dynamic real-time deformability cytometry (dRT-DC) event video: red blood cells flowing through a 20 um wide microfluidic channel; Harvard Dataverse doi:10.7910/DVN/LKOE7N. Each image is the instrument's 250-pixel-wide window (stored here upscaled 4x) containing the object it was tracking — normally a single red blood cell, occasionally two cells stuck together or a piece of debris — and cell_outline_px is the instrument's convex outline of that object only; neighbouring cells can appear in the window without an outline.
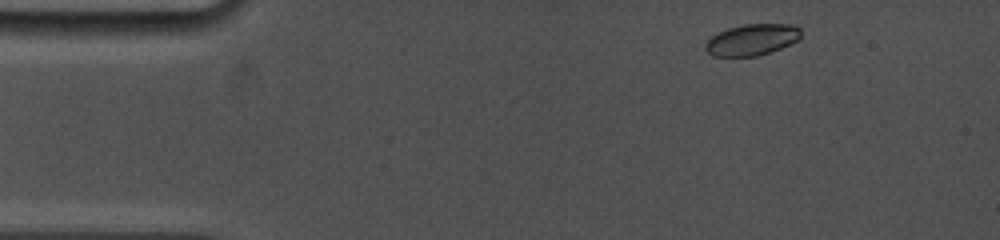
{"species": "common noctule bat (a hibernating species)", "species_latin": "Nyctalus noctula", "temperature_condition": "cold", "stored_images_in_passage": 31, "camera_frame_rate_fps": 5000, "um_per_image_px": 0.085, "animal": {"sex": "female", "body_mass_g": 19.0, "forearm_length_mm": 53.3}, "frame": {"image": 1, "passage_image": 1, "time_ms": 0.0, "image_size_px": [1000, 240], "cell_outline_px": [[800, 40], [780, 48], [756, 56], [712, 56], [704, 48], [704, 44], [712, 36], [728, 28], [744, 24], [792, 24], [800, 28]], "centroid_in_image_um": [63.92, 3.37], "position_along_channel_um": 21.1, "area_um2": 17.34}}
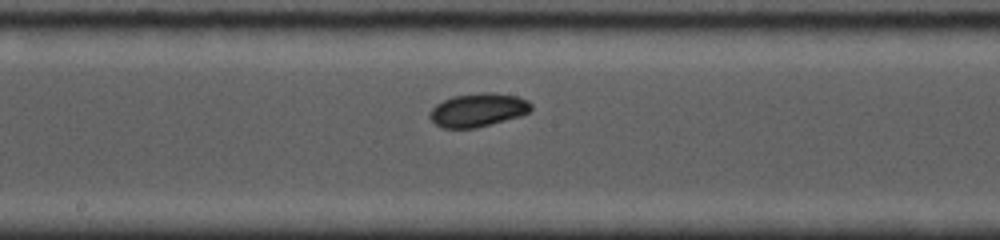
{"frame": {"image": 2, "passage_image": 18, "time_ms": 6.8, "image_size_px": [1000, 240], "cell_outline_px": [[532, 108], [528, 112], [520, 116], [476, 128], [440, 128], [428, 116], [432, 108], [436, 104], [452, 96], [480, 92], [492, 92], [516, 96], [528, 100], [532, 104]], "centroid_in_image_um": [40.62, 9.34], "position_along_channel_um": 207.6, "area_um2": 19.83}}
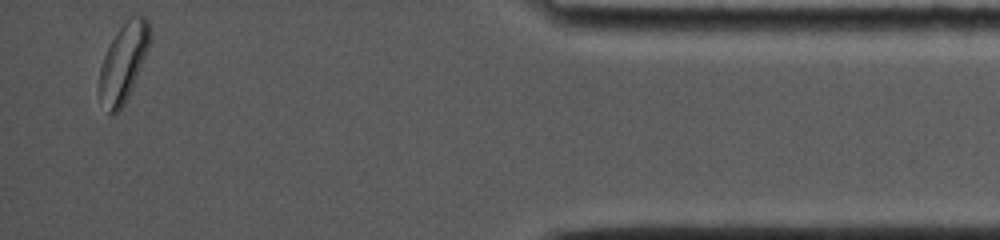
{"frame": {"image": 3, "passage_image": 31, "time_ms": 13.6, "image_size_px": [1000, 240], "cell_outline_px": [[152, 36], [148, 48], [132, 88], [124, 104], [112, 116], [108, 112], [96, 88], [100, 68], [104, 56], [116, 32], [128, 16], [144, 16], [148, 20]], "centroid_in_image_um": [10.48, 5.28], "position_along_channel_um": 424.7, "area_um2": 23.0}, "authors_computed_cell_mechanics": {"area_um2": 19.3052, "velocity_mm_per_s": 3.8664, "shape_relaxation_time_tau1_ms": 2.618, "shape_relaxation_time_tau2_ms": null, "deformation_change_tau1": 0.0817, "deformation_change_tau2": null}}